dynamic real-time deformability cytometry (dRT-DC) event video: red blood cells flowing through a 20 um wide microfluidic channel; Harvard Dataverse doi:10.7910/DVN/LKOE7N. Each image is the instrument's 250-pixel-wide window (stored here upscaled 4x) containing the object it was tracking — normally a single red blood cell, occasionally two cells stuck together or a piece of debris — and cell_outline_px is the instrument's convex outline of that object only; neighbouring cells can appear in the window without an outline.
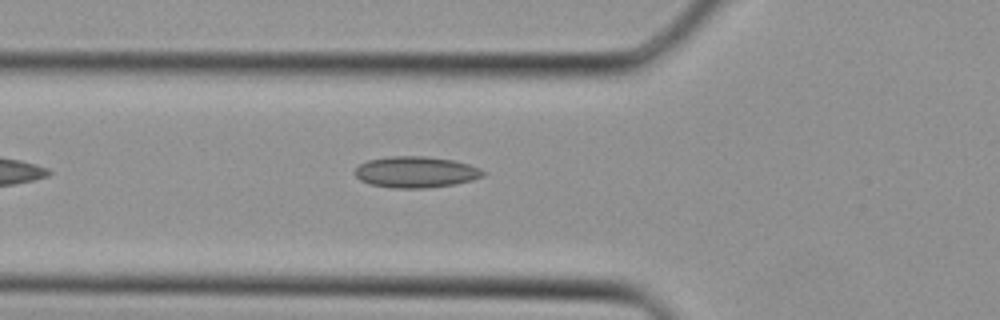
{"species": "Egyptian fruit bat (a non-hibernating species)", "species_latin": "Rousettus aegyptiacus", "temperature_condition": "cold", "stored_images_in_passage": 24, "camera_frame_rate_fps": 3000, "um_per_image_px": 0.085, "animal": {"sex": "female"}, "frame": {"image": 1, "passage_image": 3, "time_ms": 0.667, "image_size_px": [1000, 320], "cell_outline_px": [[488, 172], [484, 176], [472, 180], [456, 184], [428, 188], [392, 188], [372, 184], [360, 180], [356, 176], [356, 168], [360, 164], [368, 160], [392, 156], [424, 156], [452, 160], [468, 164], [480, 168]], "centroid_in_image_um": [35.39, 14.63], "position_along_channel_um": 90.4, "area_um2": 23.29}}
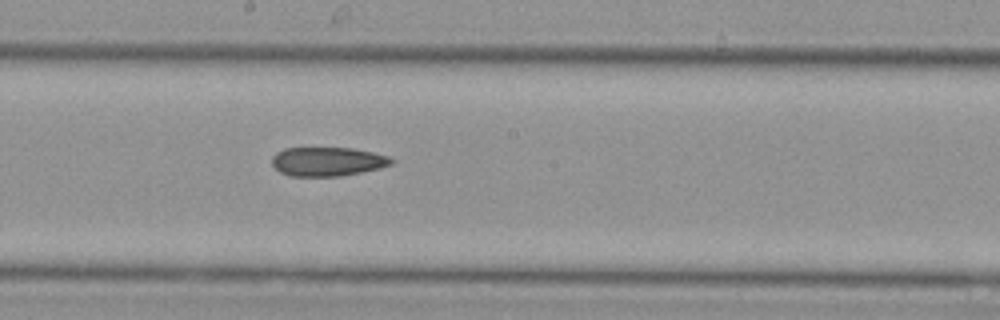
{"frame": {"image": 2, "passage_image": 10, "time_ms": 3.0, "image_size_px": [1000, 320], "cell_outline_px": [[396, 160], [392, 164], [380, 168], [340, 176], [288, 176], [280, 172], [272, 164], [272, 156], [276, 152], [284, 148], [352, 148], [372, 152], [388, 156]], "centroid_in_image_um": [27.83, 13.73], "position_along_channel_um": 220.4, "area_um2": 20.23}}
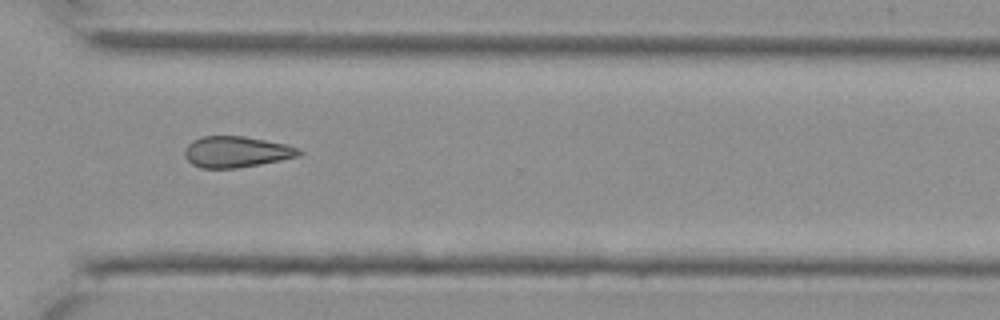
{"frame": {"image": 3, "passage_image": 17, "time_ms": 5.333, "image_size_px": [1000, 320], "cell_outline_px": [[304, 152], [300, 156], [260, 164], [236, 168], [200, 168], [192, 164], [184, 156], [184, 148], [192, 140], [200, 136], [244, 136], [284, 144], [300, 148]], "centroid_in_image_um": [20.07, 12.9], "position_along_channel_um": 350.5, "area_um2": 20.81}}